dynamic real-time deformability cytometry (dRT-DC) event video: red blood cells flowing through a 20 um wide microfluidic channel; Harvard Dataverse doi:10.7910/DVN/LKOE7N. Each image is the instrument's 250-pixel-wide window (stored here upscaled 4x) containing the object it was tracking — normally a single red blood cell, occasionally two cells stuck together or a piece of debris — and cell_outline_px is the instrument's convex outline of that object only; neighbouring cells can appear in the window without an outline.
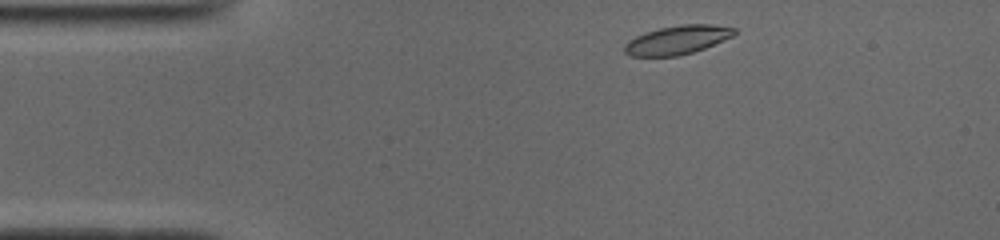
{"species": "common noctule bat (a hibernating species)", "species_latin": "Nyctalus noctula", "temperature_condition": "cold", "stored_images_in_passage": 45, "camera_frame_rate_fps": 3000, "um_per_image_px": 0.085, "animal": {"sex": "male", "body_mass_g": 19.0, "forearm_length_mm": 50.8}, "frame": {"image": 1, "passage_image": 2, "time_ms": 0.333, "image_size_px": [1000, 240], "cell_outline_px": [[736, 32], [732, 36], [704, 48], [692, 52], [676, 56], [628, 56], [624, 52], [624, 44], [628, 40], [644, 32], [660, 28], [680, 24], [712, 24], [736, 28]], "centroid_in_image_um": [57.53, 3.39], "position_along_channel_um": 27.5, "area_um2": 18.38}}
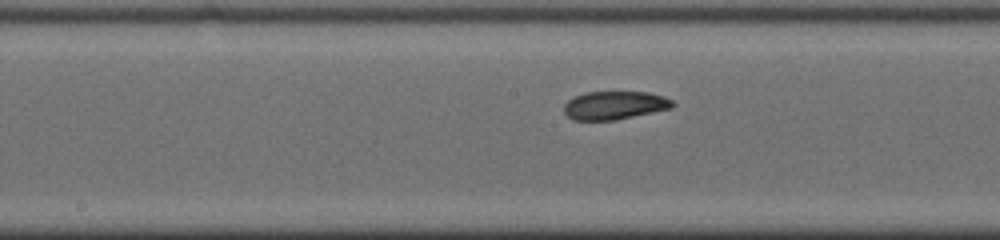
{"frame": {"image": 2, "passage_image": 19, "time_ms": 6.0, "image_size_px": [1000, 240], "cell_outline_px": [[676, 104], [672, 108], [616, 120], [572, 120], [564, 112], [564, 104], [568, 100], [584, 92], [648, 92], [664, 96], [672, 100]], "centroid_in_image_um": [52.25, 8.95], "position_along_channel_um": 195.9, "area_um2": 17.98}}
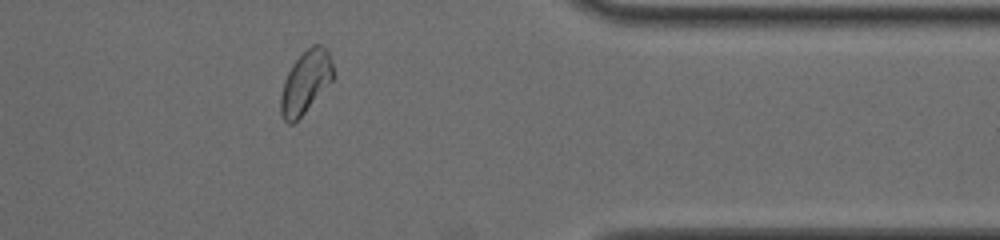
{"frame": {"image": 3, "passage_image": 35, "time_ms": 11.333, "image_size_px": [1000, 240], "cell_outline_px": [[336, 76], [304, 112], [292, 124], [288, 124], [284, 120], [280, 112], [280, 96], [284, 80], [292, 64], [312, 44], [320, 44], [328, 48], [332, 60]], "centroid_in_image_um": [26.0, 6.94], "position_along_channel_um": 385.4, "area_um2": 19.19}, "authors_computed_cell_mechanics": {"area_um2": 18.5538, "velocity_mm_per_s": 3.8937, "shape_relaxation_time_tau1_ms": 5.669, "shape_relaxation_time_tau2_ms": 2.636, "deformation_change_tau1": 0.1592, "deformation_change_tau2": 0.0778}}